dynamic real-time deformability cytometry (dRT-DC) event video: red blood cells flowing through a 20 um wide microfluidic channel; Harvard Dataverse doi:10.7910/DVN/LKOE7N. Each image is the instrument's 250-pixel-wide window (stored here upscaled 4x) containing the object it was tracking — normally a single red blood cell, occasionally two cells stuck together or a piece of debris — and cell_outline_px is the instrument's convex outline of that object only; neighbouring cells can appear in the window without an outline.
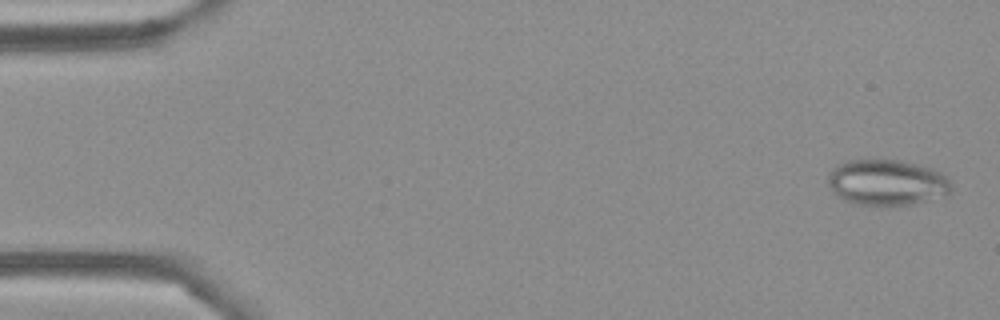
{"species": "Egyptian fruit bat (a non-hibernating species)", "species_latin": "Rousettus aegyptiacus", "temperature_condition": "cold", "stored_images_in_passage": 53, "camera_frame_rate_fps": 3000, "um_per_image_px": 0.085, "frame": {"image": 1, "passage_image": 2, "time_ms": 0.333, "image_size_px": [1000, 320], "cell_outline_px": [[952, 188], [944, 196], [912, 204], [856, 204], [844, 200], [832, 192], [828, 184], [828, 176], [832, 168], [836, 164], [844, 160], [900, 160], [920, 164], [932, 168], [940, 172], [948, 180]], "centroid_in_image_um": [75.35, 15.48], "position_along_channel_um": 9.7, "area_um2": 32.83}}
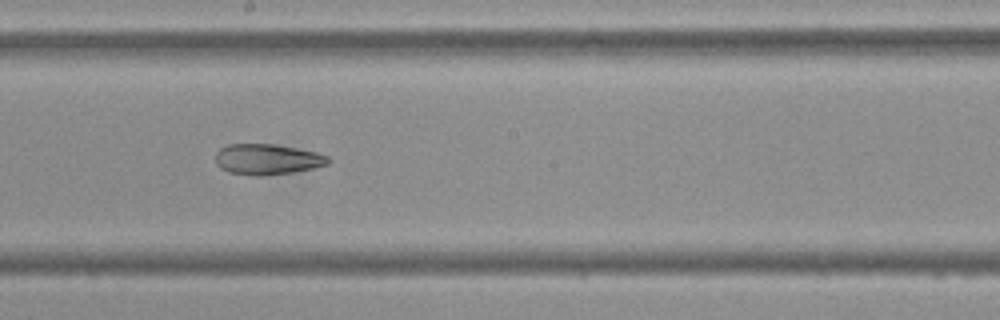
{"frame": {"image": 2, "passage_image": 29, "time_ms": 9.333, "image_size_px": [1000, 320], "cell_outline_px": [[332, 160], [328, 164], [312, 168], [292, 172], [260, 176], [252, 176], [228, 172], [220, 168], [216, 164], [216, 152], [220, 148], [228, 144], [272, 144], [316, 152], [328, 156]], "centroid_in_image_um": [22.69, 13.55], "position_along_channel_um": 225.5, "area_um2": 20.11}}
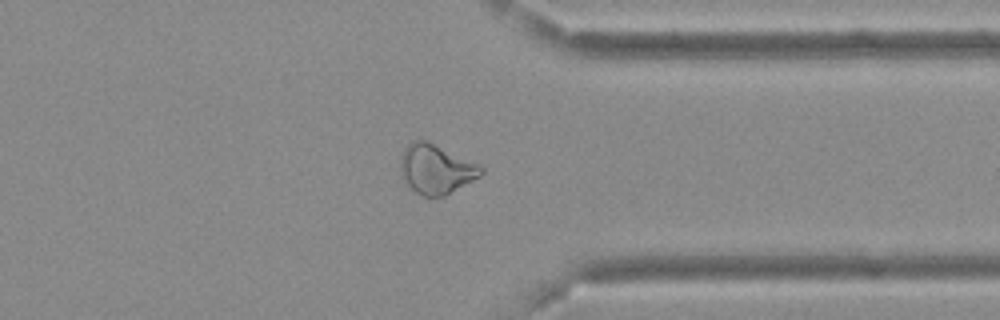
{"frame": {"image": 3, "passage_image": 41, "time_ms": 13.333, "image_size_px": [1000, 320], "cell_outline_px": [[484, 172], [480, 176], [444, 196], [424, 196], [416, 192], [408, 184], [400, 168], [400, 156], [404, 148], [412, 140], [428, 140], [480, 164], [484, 168]], "centroid_in_image_um": [37.08, 14.33], "position_along_channel_um": 374.3, "area_um2": 23.18}, "authors_computed_cell_mechanics": {"area_um2": 25.2008, "velocity_mm_per_s": 3.8102, "shape_relaxation_time_tau1_ms": null, "shape_relaxation_time_tau2_ms": 6.5698, "deformation_change_tau1": null, "deformation_change_tau2": 0.1554}}